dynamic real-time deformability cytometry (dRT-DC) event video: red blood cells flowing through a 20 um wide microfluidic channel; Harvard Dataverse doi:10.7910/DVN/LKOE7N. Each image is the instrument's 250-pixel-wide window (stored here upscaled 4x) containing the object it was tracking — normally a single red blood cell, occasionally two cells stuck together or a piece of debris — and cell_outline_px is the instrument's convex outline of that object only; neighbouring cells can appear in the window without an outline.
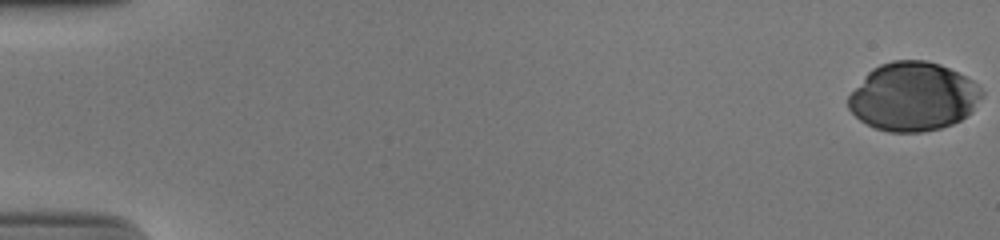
{"species": "human", "species_latin": "Homo sapiens", "temperature_condition": "cold", "stored_images_in_passage": 47, "camera_frame_rate_fps": 3000, "um_per_image_px": 0.085, "donor": {"sex": "male"}, "frame": {"image": 1, "passage_image": 1, "time_ms": 0.0, "image_size_px": [1000, 240], "cell_outline_px": [[984, 96], [972, 112], [960, 120], [952, 124], [940, 128], [920, 132], [888, 132], [876, 128], [860, 120], [848, 108], [848, 96], [864, 76], [872, 68], [880, 64], [892, 60], [924, 60], [940, 64], [972, 80], [984, 92]], "centroid_in_image_um": [77.63, 8.21], "position_along_channel_um": 7.4, "area_um2": 53.41}}